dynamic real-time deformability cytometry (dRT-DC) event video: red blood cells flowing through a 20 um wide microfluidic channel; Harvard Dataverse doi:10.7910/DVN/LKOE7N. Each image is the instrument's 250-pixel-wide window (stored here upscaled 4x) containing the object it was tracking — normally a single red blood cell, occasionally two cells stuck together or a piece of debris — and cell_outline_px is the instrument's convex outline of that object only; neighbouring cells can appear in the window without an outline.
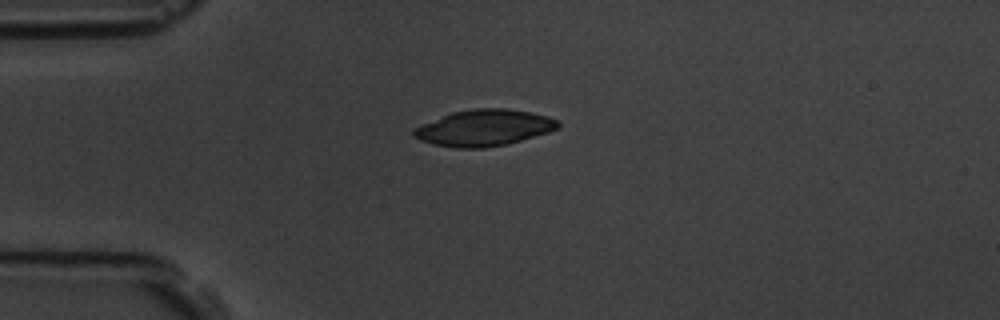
{"species": "common noctule bat (a hibernating species)", "species_latin": "Nyctalus noctula", "temperature_condition": "room temperature", "stored_images_in_passage": 8, "camera_frame_rate_fps": 3000, "um_per_image_px": 0.085, "animal": {"sex": "male", "body_mass_g": 19.5, "forearm_length_mm": 54.6}, "frame": {"image": 1, "passage_image": 1, "time_ms": 0.0, "image_size_px": [1000, 320], "cell_outline_px": [[560, 124], [556, 128], [548, 132], [520, 140], [504, 144], [484, 148], [456, 148], [432, 144], [420, 140], [412, 136], [412, 128], [452, 112], [472, 108], [508, 108], [532, 112], [548, 116], [556, 120]], "centroid_in_image_um": [41.1, 10.86], "position_along_channel_um": 43.9, "area_um2": 30.46}}
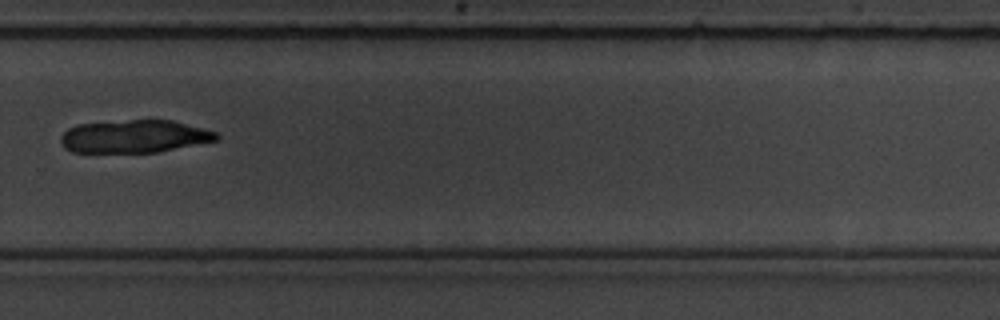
{"frame": {"image": 2, "passage_image": 8, "time_ms": 8.0, "image_size_px": [1000, 320], "cell_outline_px": [[220, 136], [216, 140], [156, 152], [72, 152], [64, 148], [60, 140], [60, 136], [68, 128], [76, 124], [132, 120], [172, 120], [216, 132]], "centroid_in_image_um": [11.36, 11.59], "position_along_channel_um": 318.4, "area_um2": 29.48}}